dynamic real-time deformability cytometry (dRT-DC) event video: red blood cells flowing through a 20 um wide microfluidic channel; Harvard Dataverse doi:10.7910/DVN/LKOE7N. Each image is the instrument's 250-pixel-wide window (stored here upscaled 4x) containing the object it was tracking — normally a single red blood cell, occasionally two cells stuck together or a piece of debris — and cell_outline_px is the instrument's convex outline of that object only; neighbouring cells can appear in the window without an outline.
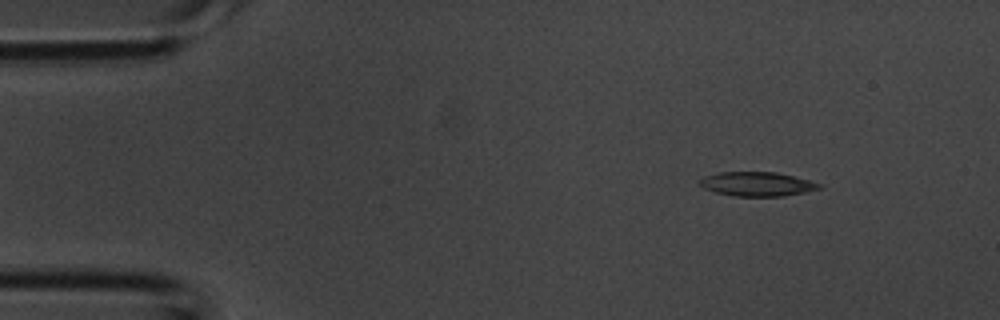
{"species": "common noctule bat (a hibernating species)", "species_latin": "Nyctalus noctula", "temperature_condition": "room temperature", "stored_images_in_passage": 3, "camera_frame_rate_fps": 3000, "um_per_image_px": 0.085, "animal": {"sex": "male", "body_mass_g": 20.1, "forearm_length_mm": 53.5}, "frame": {"image": 1, "passage_image": 1, "time_ms": 0.0, "image_size_px": [1000, 320], "cell_outline_px": [[824, 188], [784, 196], [732, 196], [716, 192], [704, 188], [696, 184], [696, 180], [704, 176], [720, 172], [776, 172], [808, 180], [820, 184]], "centroid_in_image_um": [64.29, 15.64], "position_along_channel_um": 20.7, "area_um2": 16.94}}
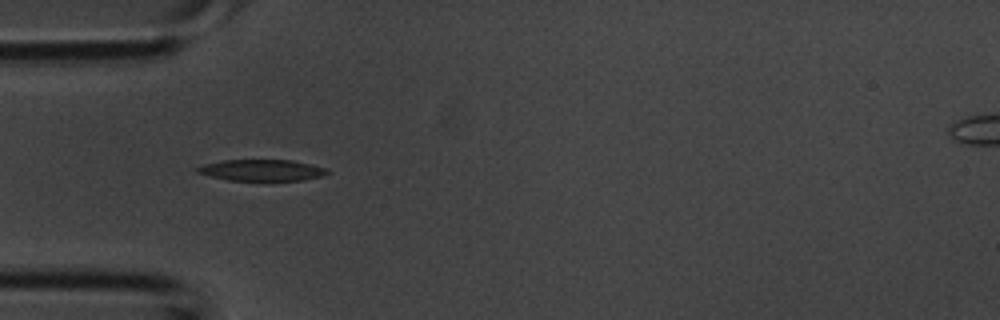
{"frame": {"image": 2, "passage_image": 3, "time_ms": 0.667, "image_size_px": [1000, 320], "cell_outline_px": [[332, 172], [324, 176], [304, 180], [268, 184], [228, 180], [196, 172], [192, 168], [204, 164], [224, 160], [292, 160], [328, 168]], "centroid_in_image_um": [22.32, 14.52], "position_along_channel_um": 62.7, "area_um2": 17.34}}